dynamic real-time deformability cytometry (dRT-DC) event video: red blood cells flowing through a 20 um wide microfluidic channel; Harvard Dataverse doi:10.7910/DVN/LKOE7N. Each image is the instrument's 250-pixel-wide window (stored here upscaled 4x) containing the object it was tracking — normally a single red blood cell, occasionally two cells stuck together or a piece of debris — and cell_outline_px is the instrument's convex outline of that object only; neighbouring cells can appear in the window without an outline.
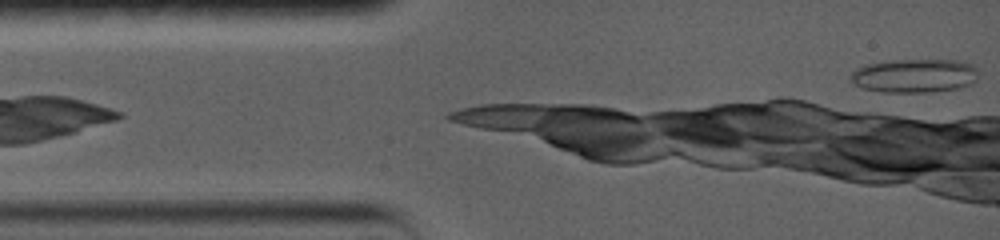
{"species": "common noctule bat (a hibernating species)", "species_latin": "Nyctalus noctula", "temperature_condition": "warm", "stored_images_in_passage": 1, "camera_frame_rate_fps": 5000, "um_per_image_px": 0.085, "animal": {"sex": "female", "body_mass_g": 19.0, "forearm_length_mm": 56.7}, "frame": {"image": 1, "passage_image": 1, "time_ms": 0.0, "image_size_px": [1000, 240], "cell_outline_px": [[976, 80], [972, 84], [956, 88], [928, 92], [880, 92], [864, 88], [852, 84], [848, 80], [848, 76], [856, 68], [868, 64], [892, 60], [956, 60], [972, 64], [976, 68]], "centroid_in_image_um": [77.67, 6.44], "position_along_channel_um": 7.3, "area_um2": 25.2}}